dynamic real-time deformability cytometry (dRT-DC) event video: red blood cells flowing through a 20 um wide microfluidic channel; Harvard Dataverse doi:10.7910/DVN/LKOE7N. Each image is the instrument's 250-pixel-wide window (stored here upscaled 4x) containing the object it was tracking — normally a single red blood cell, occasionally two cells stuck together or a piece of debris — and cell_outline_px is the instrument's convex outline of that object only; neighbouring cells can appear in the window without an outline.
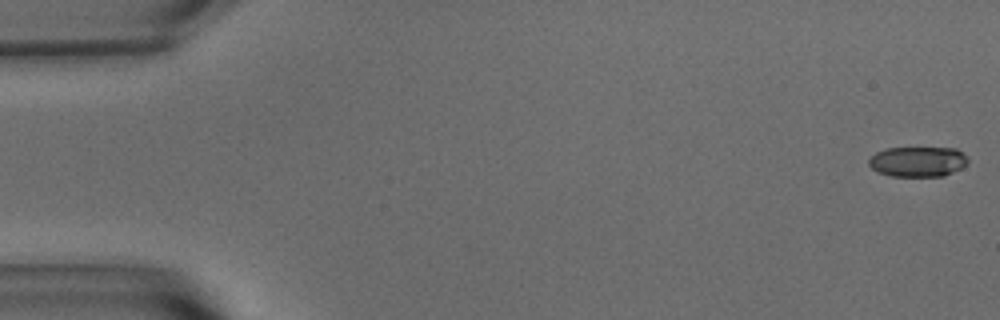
{"species": "common noctule bat (a hibernating species)", "species_latin": "Nyctalus noctula", "temperature_condition": "warm", "stored_images_in_passage": 27, "camera_frame_rate_fps": 3000, "um_per_image_px": 0.085, "animal": {"sex": "male", "body_mass_g": 15.6}, "frame": {"image": 1, "passage_image": 1, "time_ms": 0.0, "image_size_px": [1000, 320], "cell_outline_px": [[968, 164], [944, 176], [892, 176], [876, 172], [868, 164], [868, 160], [876, 152], [884, 148], [956, 148], [968, 156]], "centroid_in_image_um": [78.01, 13.73], "position_along_channel_um": 7.0, "area_um2": 17.57}}
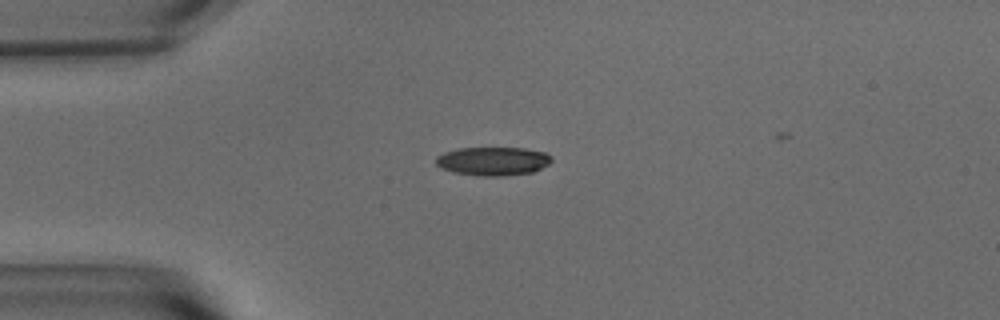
{"frame": {"image": 2, "passage_image": 14, "time_ms": 4.333, "image_size_px": [1000, 320], "cell_outline_px": [[552, 160], [548, 164], [532, 172], [500, 176], [480, 176], [452, 172], [440, 168], [436, 164], [436, 156], [444, 152], [460, 148], [524, 148], [544, 152], [552, 156]], "centroid_in_image_um": [41.87, 13.7], "position_along_channel_um": 43.1, "area_um2": 19.25}}
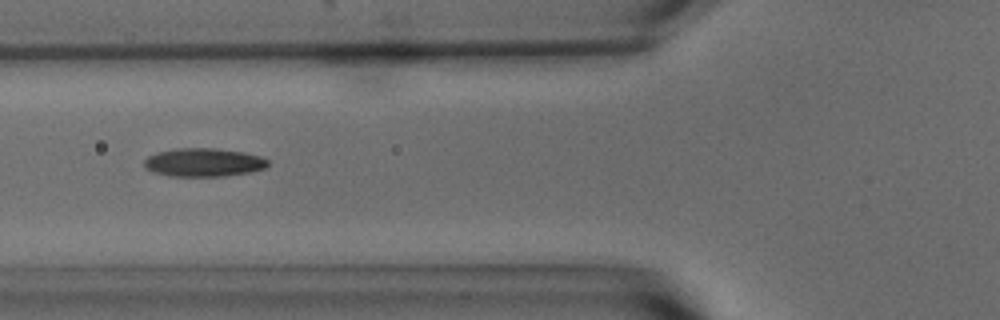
{"frame": {"image": 3, "passage_image": 21, "time_ms": 6.667, "image_size_px": [1000, 320], "cell_outline_px": [[268, 164], [264, 168], [252, 172], [224, 176], [168, 176], [152, 172], [144, 168], [144, 160], [148, 156], [156, 152], [176, 148], [216, 148], [244, 152], [260, 156], [268, 160]], "centroid_in_image_um": [17.28, 13.8], "position_along_channel_um": 108.5, "area_um2": 20.69}}